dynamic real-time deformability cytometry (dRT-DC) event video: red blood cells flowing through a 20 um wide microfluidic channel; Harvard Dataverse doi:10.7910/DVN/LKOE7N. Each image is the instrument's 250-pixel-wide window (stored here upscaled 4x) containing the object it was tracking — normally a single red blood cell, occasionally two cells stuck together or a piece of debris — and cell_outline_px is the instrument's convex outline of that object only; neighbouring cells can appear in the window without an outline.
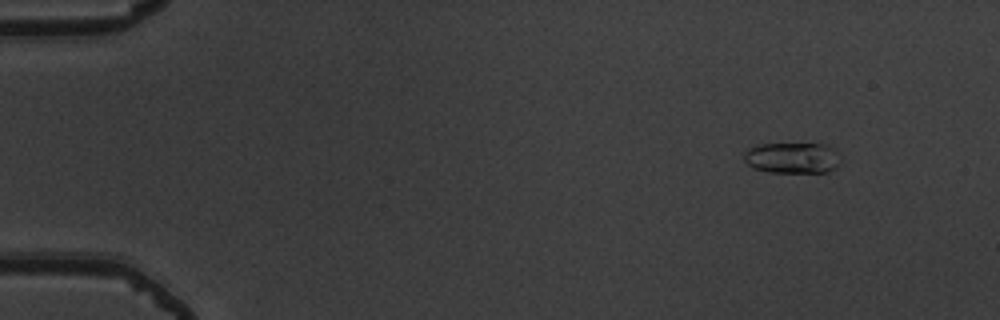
{"species": "common noctule bat (a hibernating species)", "species_latin": "Nyctalus noctula", "temperature_condition": "warm", "stored_images_in_passage": 49, "camera_frame_rate_fps": 3000, "um_per_image_px": 0.085, "animal": {"sex": "male", "body_mass_g": 19.5, "forearm_length_mm": 54.6}, "frame": {"image": 1, "passage_image": 1, "time_ms": 0.0, "image_size_px": [1000, 320], "cell_outline_px": [[840, 164], [836, 168], [824, 172], [768, 172], [752, 168], [744, 160], [744, 152], [748, 148], [756, 144], [828, 144], [836, 148], [840, 152]], "centroid_in_image_um": [67.39, 13.41], "position_along_channel_um": 17.6, "area_um2": 17.8}}
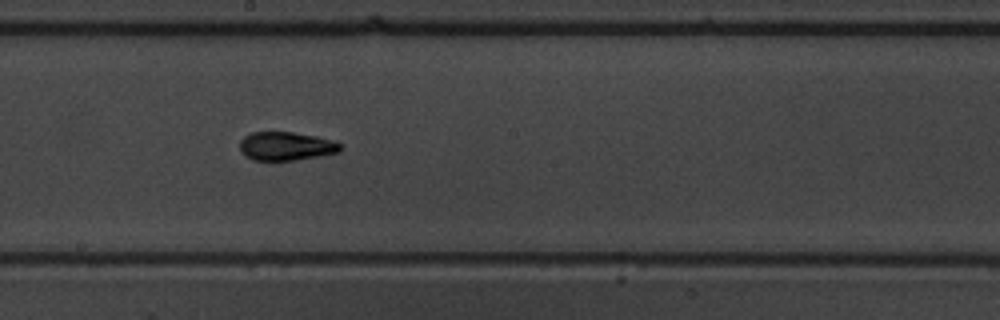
{"frame": {"image": 2, "passage_image": 26, "time_ms": 8.333, "image_size_px": [1000, 320], "cell_outline_px": [[344, 148], [340, 152], [320, 156], [296, 160], [252, 160], [244, 156], [240, 152], [240, 140], [244, 136], [252, 132], [292, 132], [316, 136], [336, 140]], "centroid_in_image_um": [24.34, 12.42], "position_along_channel_um": 223.9, "area_um2": 17.05}}
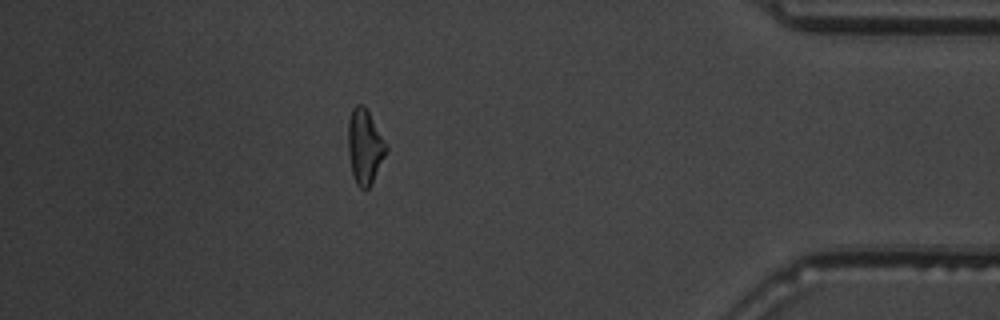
{"frame": {"image": 3, "passage_image": 43, "time_ms": 14.0, "image_size_px": [1000, 320], "cell_outline_px": [[388, 148], [372, 184], [368, 188], [360, 188], [356, 184], [352, 172], [348, 152], [348, 120], [352, 108], [356, 104], [364, 104], [388, 144]], "centroid_in_image_um": [31.01, 12.43], "position_along_channel_um": 404.2, "area_um2": 16.76}, "authors_computed_cell_mechanics": {"area_um2": 16.6464, "velocity_mm_per_s": 3.8526, "shape_relaxation_time_tau1_ms": 5.3381, "shape_relaxation_time_tau2_ms": 2.0785, "deformation_change_tau1": 0.1586, "deformation_change_tau2": 0.0847}}